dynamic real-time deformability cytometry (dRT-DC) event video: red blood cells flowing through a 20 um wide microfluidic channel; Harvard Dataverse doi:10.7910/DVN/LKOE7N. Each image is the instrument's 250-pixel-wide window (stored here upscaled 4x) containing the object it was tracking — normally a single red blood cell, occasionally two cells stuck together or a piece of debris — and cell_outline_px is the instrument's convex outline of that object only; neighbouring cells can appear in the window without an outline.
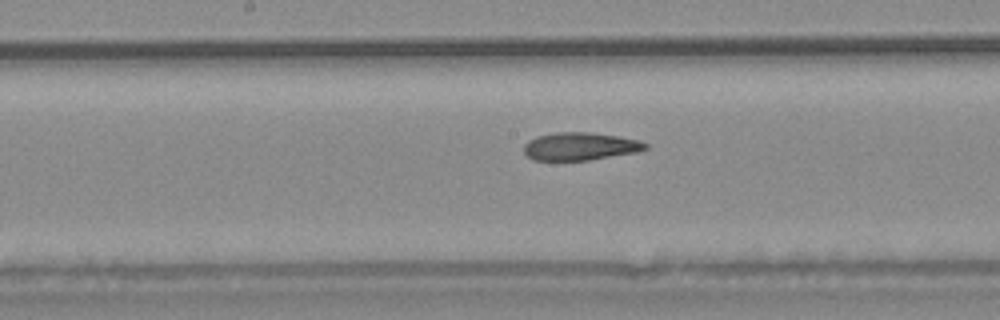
{"species": "common noctule bat (a hibernating species)", "species_latin": "Nyctalus noctula", "temperature_condition": "warm", "stored_images_in_passage": 7, "camera_frame_rate_fps": 3000, "um_per_image_px": 0.085, "animal": {"sex": "male", "body_mass_g": 20.4}, "frame": {"image": 1, "passage_image": 7, "time_ms": 2.0, "image_size_px": [1000, 320], "cell_outline_px": [[648, 148], [636, 152], [588, 160], [532, 160], [524, 152], [524, 144], [528, 140], [536, 136], [556, 132], [592, 132], [620, 136], [640, 140], [648, 144]], "centroid_in_image_um": [49.31, 12.43], "position_along_channel_um": 198.9, "area_um2": 19.83}}